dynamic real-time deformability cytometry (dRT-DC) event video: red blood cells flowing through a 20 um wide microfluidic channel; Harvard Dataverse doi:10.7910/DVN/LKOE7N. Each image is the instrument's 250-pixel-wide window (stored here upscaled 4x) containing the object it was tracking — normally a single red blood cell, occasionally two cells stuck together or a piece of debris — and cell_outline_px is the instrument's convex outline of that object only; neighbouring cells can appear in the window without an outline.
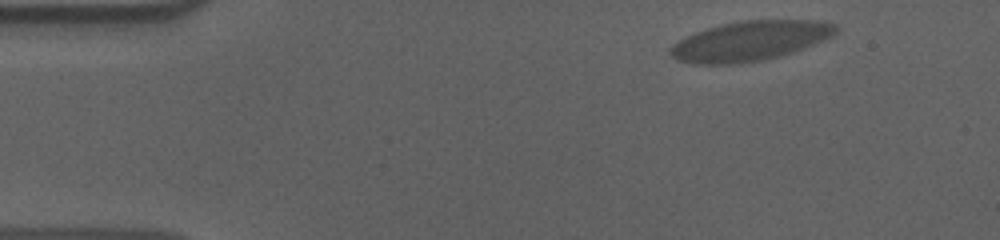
{"species": "human", "species_latin": "Homo sapiens", "temperature_condition": "cold", "stored_images_in_passage": 54, "camera_frame_rate_fps": 3000, "um_per_image_px": 0.085, "donor": {"sex": "male"}, "frame": {"image": 1, "passage_image": 3, "time_ms": 0.667, "image_size_px": [1000, 240], "cell_outline_px": [[840, 28], [832, 36], [804, 48], [780, 56], [740, 64], [692, 64], [676, 60], [668, 52], [668, 48], [672, 44], [696, 32], [708, 28], [724, 24], [744, 20], [812, 20], [836, 24]], "centroid_in_image_um": [63.74, 3.49], "position_along_channel_um": 21.3, "area_um2": 38.21}}
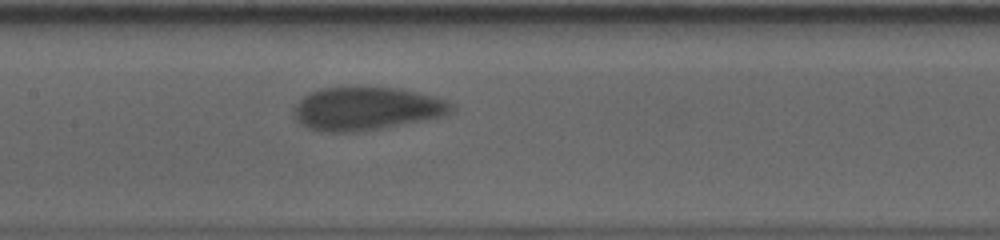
{"frame": {"image": 2, "passage_image": 24, "time_ms": 7.667, "image_size_px": [1000, 240], "cell_outline_px": [[456, 108], [452, 112], [444, 116], [380, 128], [352, 132], [320, 132], [308, 128], [300, 124], [292, 116], [292, 108], [308, 92], [320, 88], [356, 84], [400, 88], [416, 92], [444, 100], [452, 104]], "centroid_in_image_um": [31.06, 9.19], "position_along_channel_um": 176.3, "area_um2": 40.63}}
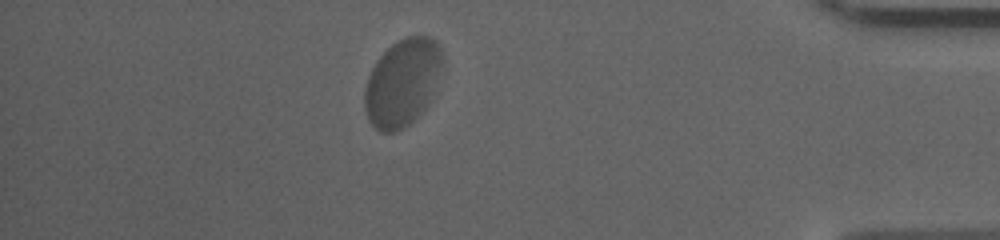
{"frame": {"image": 3, "passage_image": 47, "time_ms": 15.333, "image_size_px": [1000, 240], "cell_outline_px": [[444, 60], [432, 96], [428, 104], [404, 128], [392, 132], [380, 132], [368, 120], [364, 108], [364, 92], [368, 76], [376, 60], [392, 44], [408, 36], [428, 36], [436, 40], [440, 48]], "centroid_in_image_um": [34.2, 7.01], "position_along_channel_um": 401.0, "area_um2": 39.48}, "authors_computed_cell_mechanics": {"area_um2": 38.9861, "velocity_mm_per_s": 3.4676, "shape_relaxation_time_tau1_ms": 4.1686, "shape_relaxation_time_tau2_ms": null, "deformation_change_tau1": 0.0932, "deformation_change_tau2": null}}